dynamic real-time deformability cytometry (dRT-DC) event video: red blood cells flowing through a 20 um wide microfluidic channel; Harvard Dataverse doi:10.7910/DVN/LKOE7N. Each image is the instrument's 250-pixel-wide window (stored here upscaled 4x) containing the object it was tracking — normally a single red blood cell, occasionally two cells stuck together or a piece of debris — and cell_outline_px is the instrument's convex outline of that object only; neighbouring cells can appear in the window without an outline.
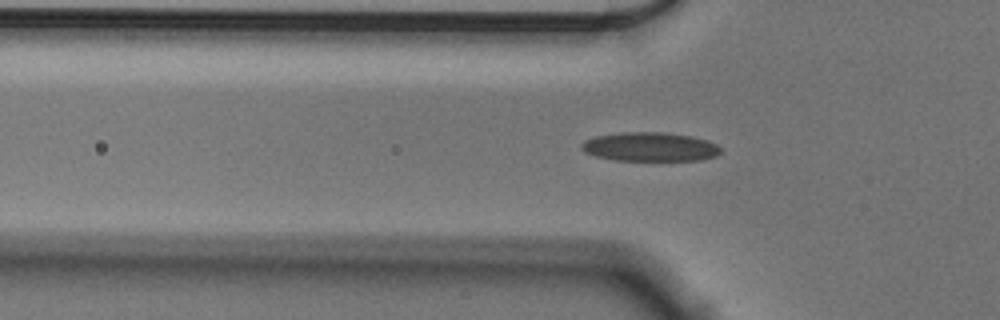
{"species": "Egyptian fruit bat (a non-hibernating species)", "species_latin": "Rousettus aegyptiacus", "temperature_condition": "cold", "stored_images_in_passage": 43, "camera_frame_rate_fps": 3000, "um_per_image_px": 0.085, "animal": {"sex": "male"}, "frame": {"image": 1, "passage_image": 4, "time_ms": 1.0, "image_size_px": [1000, 320], "cell_outline_px": [[720, 152], [716, 156], [700, 160], [616, 160], [596, 156], [584, 152], [580, 148], [580, 144], [584, 140], [596, 136], [620, 132], [664, 132], [692, 136], [708, 140], [716, 144], [720, 148]], "centroid_in_image_um": [55.23, 12.47], "position_along_channel_um": 70.6, "area_um2": 23.58}}
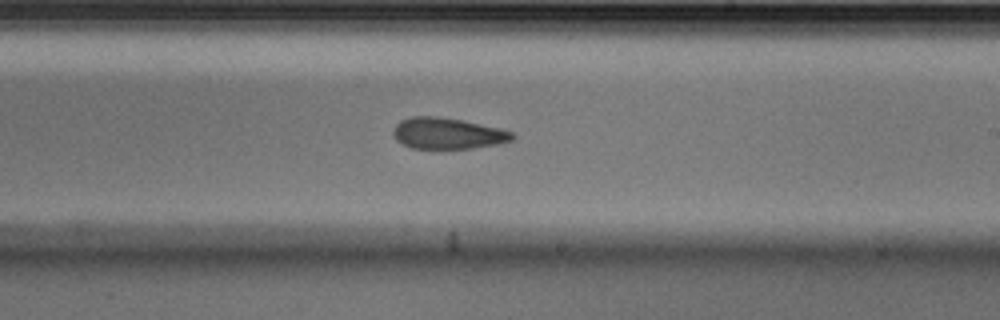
{"frame": {"image": 2, "passage_image": 19, "time_ms": 6.0, "image_size_px": [1000, 320], "cell_outline_px": [[516, 136], [512, 140], [496, 144], [472, 148], [412, 148], [400, 144], [392, 136], [392, 132], [396, 124], [400, 120], [412, 116], [440, 116], [500, 128], [512, 132]], "centroid_in_image_um": [38.0, 11.33], "position_along_channel_um": 251.0, "area_um2": 21.68}}
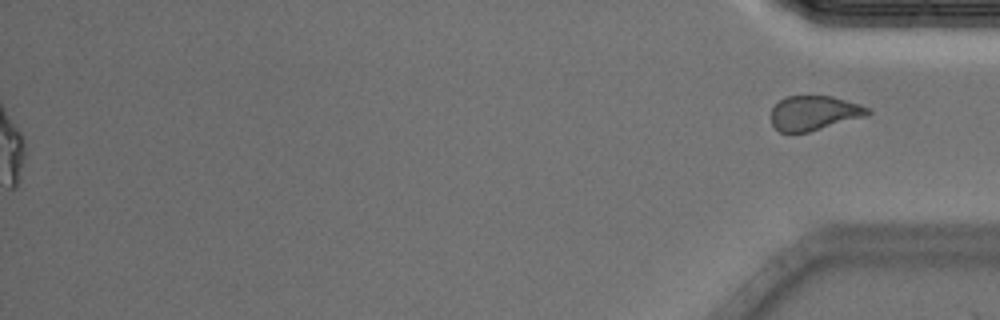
{"frame": {"image": 3, "passage_image": 43, "time_ms": 14.0, "image_size_px": [1000, 320], "cell_outline_px": [[872, 112], [868, 116], [808, 132], [780, 132], [772, 124], [772, 108], [780, 100], [788, 96], [832, 96], [860, 104], [868, 108]], "centroid_in_image_um": [69.23, 9.6], "position_along_channel_um": 366.0, "area_um2": 19.42}, "authors_computed_cell_mechanics": {"area_um2": 22.7154, "velocity_mm_per_s": 3.5908, "shape_relaxation_time_tau1_ms": 10.4396, "shape_relaxation_time_tau2_ms": 3.0894, "deformation_change_tau1": 0.178, "deformation_change_tau2": 0.0973}}